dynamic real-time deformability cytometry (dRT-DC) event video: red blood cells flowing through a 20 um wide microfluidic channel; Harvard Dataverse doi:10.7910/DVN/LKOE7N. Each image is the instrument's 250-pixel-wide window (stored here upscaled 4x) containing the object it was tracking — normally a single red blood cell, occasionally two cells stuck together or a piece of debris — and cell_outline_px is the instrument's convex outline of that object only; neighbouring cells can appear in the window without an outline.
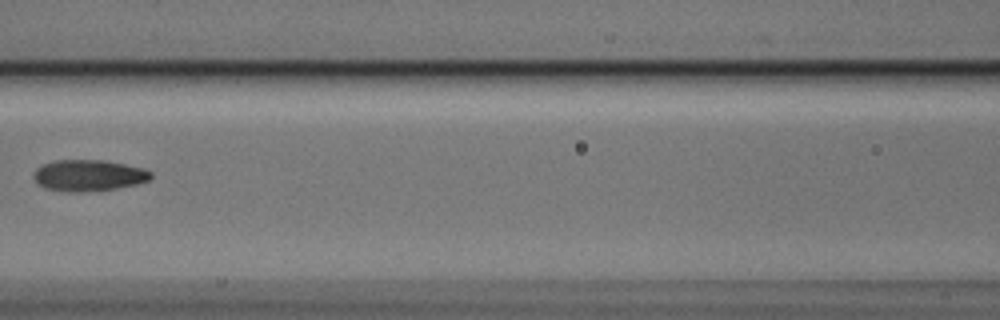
{"species": "Egyptian fruit bat (a non-hibernating species)", "species_latin": "Rousettus aegyptiacus", "temperature_condition": "cold", "stored_images_in_passage": 7, "camera_frame_rate_fps": 3000, "um_per_image_px": 0.085, "animal": {"sex": "male"}, "frame": {"image": 1, "passage_image": 7, "time_ms": 2.0, "image_size_px": [1000, 320], "cell_outline_px": [[152, 176], [148, 180], [136, 184], [116, 188], [76, 192], [68, 192], [44, 188], [36, 184], [32, 176], [32, 172], [40, 164], [56, 160], [104, 160], [144, 168], [152, 172]], "centroid_in_image_um": [7.46, 14.9], "position_along_channel_um": 159.1, "area_um2": 21.56}}